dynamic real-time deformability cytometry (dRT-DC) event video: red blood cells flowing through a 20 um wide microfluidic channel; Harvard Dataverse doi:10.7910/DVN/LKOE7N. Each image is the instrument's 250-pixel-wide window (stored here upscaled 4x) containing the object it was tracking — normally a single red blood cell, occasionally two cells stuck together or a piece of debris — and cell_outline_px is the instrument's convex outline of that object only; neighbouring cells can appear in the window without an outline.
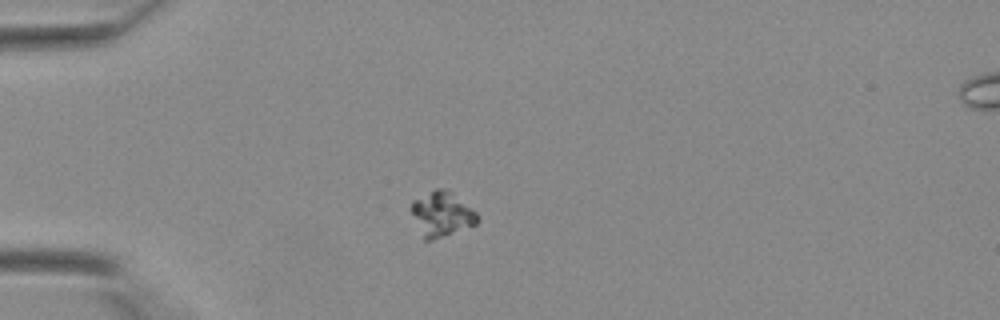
{"species": "Egyptian fruit bat (a non-hibernating species)", "species_latin": "Rousettus aegyptiacus", "temperature_condition": "warm", "stored_images_in_passage": 39, "camera_frame_rate_fps": 3000, "um_per_image_px": 0.085, "animal": {"sex": "female"}, "frame": {"image": 1, "passage_image": 8, "time_ms": 2.333, "image_size_px": [1000, 320], "cell_outline_px": [[480, 220], [476, 224], [432, 240], [424, 240], [412, 212], [412, 200], [436, 188], [440, 188], [452, 192], [476, 212]], "centroid_in_image_um": [37.56, 18.18], "position_along_channel_um": 47.4, "area_um2": 16.82}}
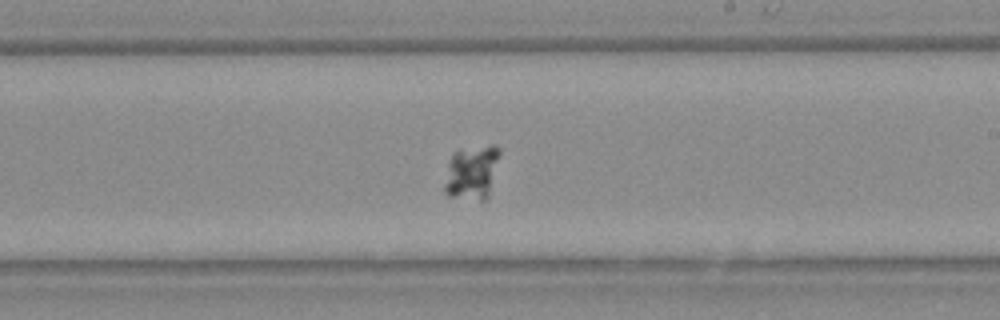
{"frame": {"image": 2, "passage_image": 22, "time_ms": 7.0, "image_size_px": [1000, 320], "cell_outline_px": [[500, 156], [488, 196], [484, 200], [480, 200], [448, 196], [444, 192], [444, 184], [448, 164], [452, 156], [456, 152], [484, 148], [500, 148]], "centroid_in_image_um": [40.09, 14.74], "position_along_channel_um": 248.9, "area_um2": 16.59}}
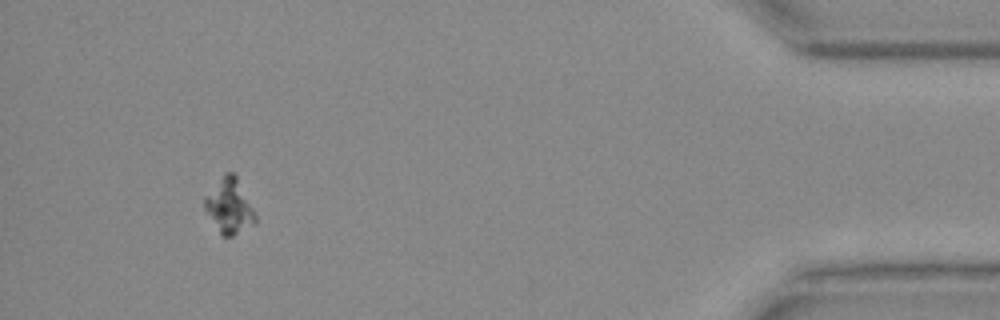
{"frame": {"image": 3, "passage_image": 36, "time_ms": 11.667, "image_size_px": [1000, 320], "cell_outline_px": [[256, 224], [232, 236], [224, 236], [220, 232], [204, 208], [204, 196], [224, 172], [232, 172], [236, 176], [256, 216]], "centroid_in_image_um": [19.48, 17.5], "position_along_channel_um": 415.7, "area_um2": 15.84}}